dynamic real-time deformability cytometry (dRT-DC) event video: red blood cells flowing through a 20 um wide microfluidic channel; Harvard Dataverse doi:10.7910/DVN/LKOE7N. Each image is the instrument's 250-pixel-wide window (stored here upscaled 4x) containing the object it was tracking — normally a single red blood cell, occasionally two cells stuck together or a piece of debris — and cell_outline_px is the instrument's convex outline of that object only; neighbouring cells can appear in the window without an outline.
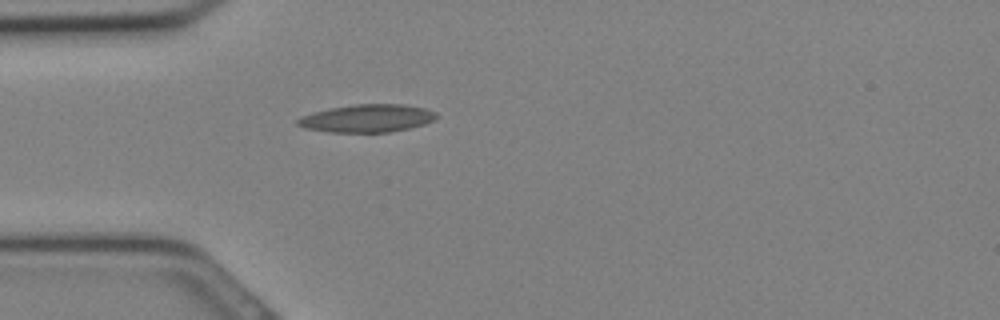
{"species": "Egyptian fruit bat (a non-hibernating species)", "species_latin": "Rousettus aegyptiacus", "temperature_condition": "cold", "stored_images_in_passage": 13, "camera_frame_rate_fps": 3000, "um_per_image_px": 0.085, "animal": {"sex": "female"}, "frame": {"image": 1, "passage_image": 3, "time_ms": 0.667, "image_size_px": [1000, 320], "cell_outline_px": [[440, 116], [436, 120], [424, 124], [408, 128], [388, 132], [328, 132], [304, 128], [296, 124], [296, 120], [300, 116], [312, 112], [328, 108], [356, 104], [404, 104], [424, 108], [436, 112]], "centroid_in_image_um": [31.2, 10.05], "position_along_channel_um": 53.8, "area_um2": 22.72}}
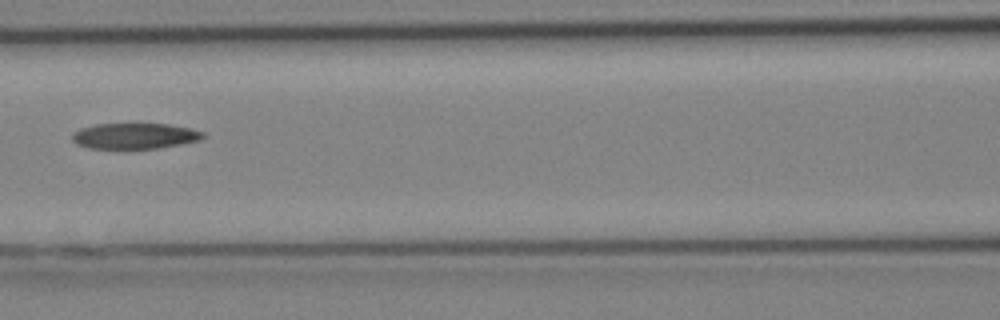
{"frame": {"image": 2, "passage_image": 8, "time_ms": 2.333, "image_size_px": [1000, 320], "cell_outline_px": [[204, 136], [200, 140], [180, 144], [156, 148], [88, 148], [76, 144], [72, 140], [72, 136], [80, 128], [96, 124], [168, 124], [192, 128], [204, 132]], "centroid_in_image_um": [11.46, 11.55], "position_along_channel_um": 155.1, "area_um2": 19.48}}
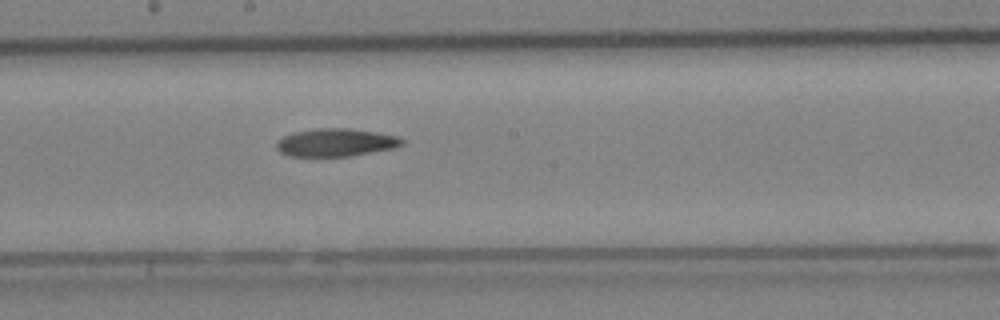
{"frame": {"image": 3, "passage_image": 11, "time_ms": 3.333, "image_size_px": [1000, 320], "cell_outline_px": [[404, 144], [396, 148], [348, 156], [288, 156], [280, 152], [276, 148], [276, 140], [292, 132], [316, 128], [348, 128], [376, 132], [396, 136], [404, 140]], "centroid_in_image_um": [28.52, 12.11], "position_along_channel_um": 219.7, "area_um2": 20.52}}